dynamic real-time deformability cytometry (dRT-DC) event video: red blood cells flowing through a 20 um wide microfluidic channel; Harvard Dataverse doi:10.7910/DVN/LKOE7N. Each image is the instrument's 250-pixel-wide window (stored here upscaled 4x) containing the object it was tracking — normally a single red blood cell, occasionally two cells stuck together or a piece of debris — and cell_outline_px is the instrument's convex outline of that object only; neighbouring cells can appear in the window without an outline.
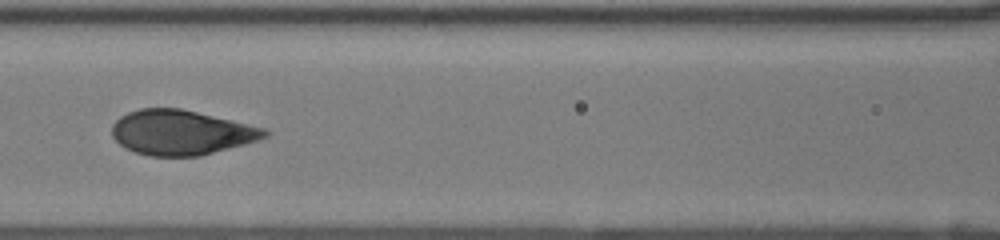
{"species": "human", "species_latin": "Homo sapiens", "temperature_condition": "room temperature", "stored_images_in_passage": 40, "camera_frame_rate_fps": 3000, "um_per_image_px": 0.085, "donor": {"sex": "female"}, "frame": {"image": 1, "passage_image": 26, "time_ms": 8.333, "image_size_px": [1000, 240], "cell_outline_px": [[272, 132], [268, 136], [244, 144], [200, 156], [148, 156], [124, 148], [112, 136], [112, 124], [120, 116], [128, 112], [140, 108], [180, 108], [268, 128]], "centroid_in_image_um": [15.41, 11.26], "position_along_channel_um": 151.2, "area_um2": 40.06}}
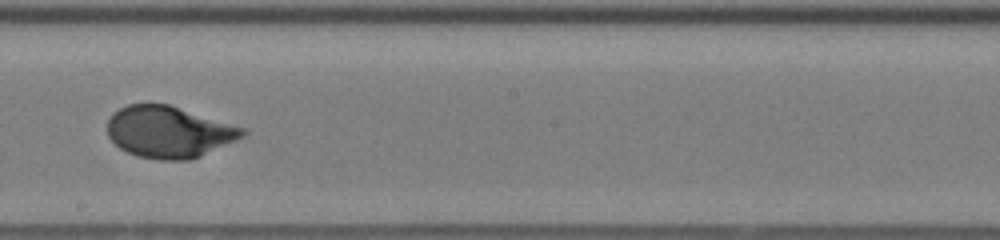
{"frame": {"image": 2, "passage_image": 32, "time_ms": 10.333, "image_size_px": [1000, 240], "cell_outline_px": [[248, 132], [244, 136], [236, 140], [200, 156], [188, 160], [160, 160], [136, 156], [120, 148], [108, 136], [108, 120], [112, 112], [128, 104], [168, 104], [248, 128]], "centroid_in_image_um": [14.38, 11.21], "position_along_channel_um": 233.8, "area_um2": 40.75}}
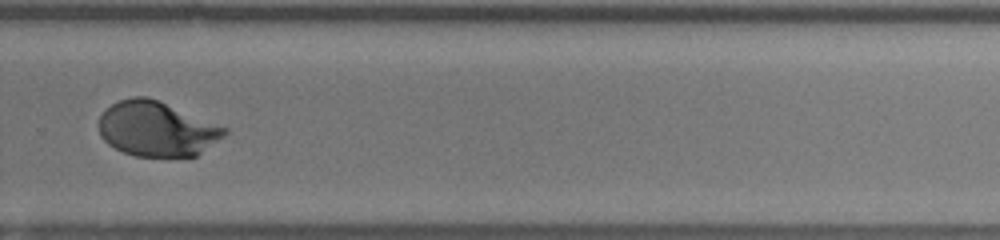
{"frame": {"image": 3, "passage_image": 38, "time_ms": 12.333, "image_size_px": [1000, 240], "cell_outline_px": [[228, 132], [224, 136], [196, 156], [136, 156], [124, 152], [108, 144], [100, 136], [100, 116], [112, 104], [120, 100], [132, 96], [144, 96], [156, 100], [228, 128]], "centroid_in_image_um": [13.32, 10.96], "position_along_channel_um": 316.5, "area_um2": 39.54}}